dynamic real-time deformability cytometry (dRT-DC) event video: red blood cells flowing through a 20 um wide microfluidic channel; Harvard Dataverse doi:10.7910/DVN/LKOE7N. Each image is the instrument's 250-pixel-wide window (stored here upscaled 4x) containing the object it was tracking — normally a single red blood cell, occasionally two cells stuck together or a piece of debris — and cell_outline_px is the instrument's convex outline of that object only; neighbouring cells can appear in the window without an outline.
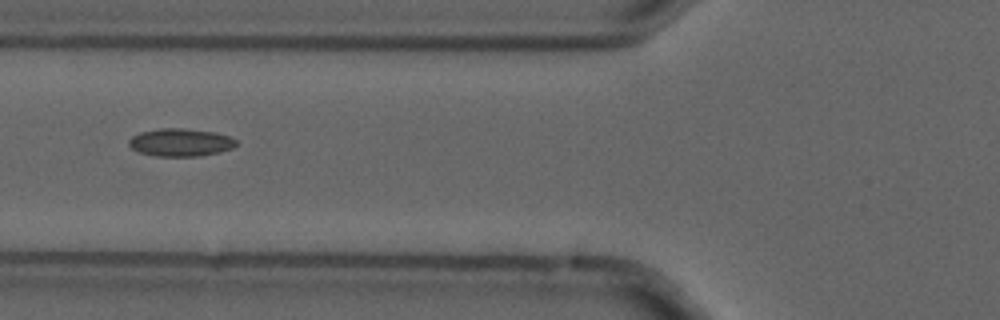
{"species": "common noctule bat (a hibernating species)", "species_latin": "Nyctalus noctula", "temperature_condition": "cold", "stored_images_in_passage": 3, "camera_frame_rate_fps": 3000, "um_per_image_px": 0.085, "animal": {"sex": "male", "forearm_length_mm": 52.5}, "frame": {"image": 1, "passage_image": 2, "time_ms": 0.333, "image_size_px": [1000, 320], "cell_outline_px": [[236, 144], [232, 148], [220, 152], [200, 156], [156, 156], [140, 152], [132, 148], [128, 144], [128, 140], [132, 136], [140, 132], [160, 128], [184, 128], [216, 132], [228, 136], [236, 140]], "centroid_in_image_um": [15.34, 12.1], "position_along_channel_um": 110.5, "area_um2": 17.4}}
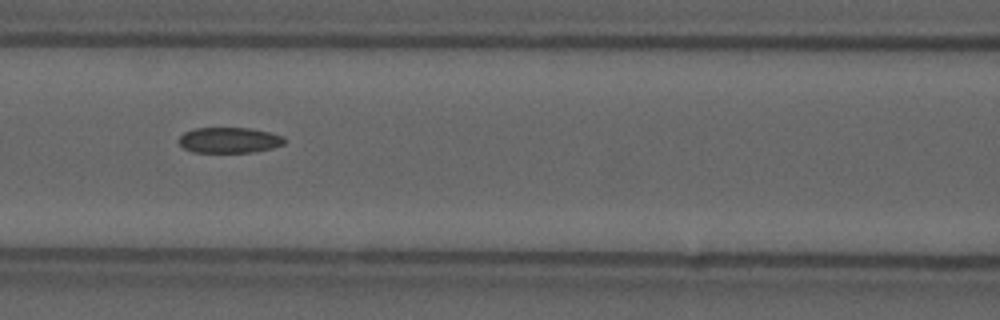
{"frame": {"image": 2, "passage_image": 3, "time_ms": 0.667, "image_size_px": [1000, 320], "cell_outline_px": [[284, 144], [272, 148], [252, 152], [192, 152], [184, 148], [180, 144], [180, 136], [184, 132], [196, 128], [252, 128], [284, 136]], "centroid_in_image_um": [19.49, 11.91], "position_along_channel_um": 147.1, "area_um2": 15.66}}